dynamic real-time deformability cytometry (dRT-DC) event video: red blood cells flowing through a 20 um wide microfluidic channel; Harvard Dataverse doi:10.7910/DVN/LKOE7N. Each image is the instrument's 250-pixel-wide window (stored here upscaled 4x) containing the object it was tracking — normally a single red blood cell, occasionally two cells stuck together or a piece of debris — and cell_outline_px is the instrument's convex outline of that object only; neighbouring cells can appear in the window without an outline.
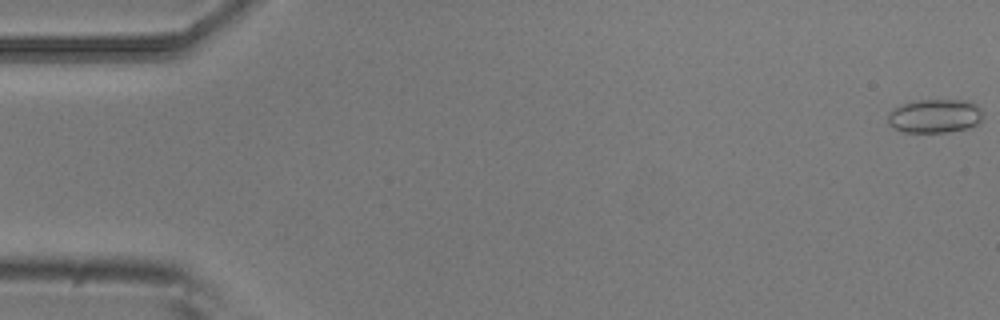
{"species": "common noctule bat (a hibernating species)", "species_latin": "Nyctalus noctula", "temperature_condition": "room temperature", "stored_images_in_passage": 6, "camera_frame_rate_fps": 3000, "um_per_image_px": 0.085, "animal": {"sex": "male", "body_mass_g": 20.5, "forearm_length_mm": 52.5}, "frame": {"image": 1, "passage_image": 1, "time_ms": 0.0, "image_size_px": [1000, 320], "cell_outline_px": [[984, 116], [980, 124], [968, 128], [948, 132], [900, 132], [892, 128], [888, 124], [888, 112], [904, 104], [916, 100], [964, 100], [976, 104], [980, 108]], "centroid_in_image_um": [79.48, 9.87], "position_along_channel_um": 5.5, "area_um2": 18.96}}
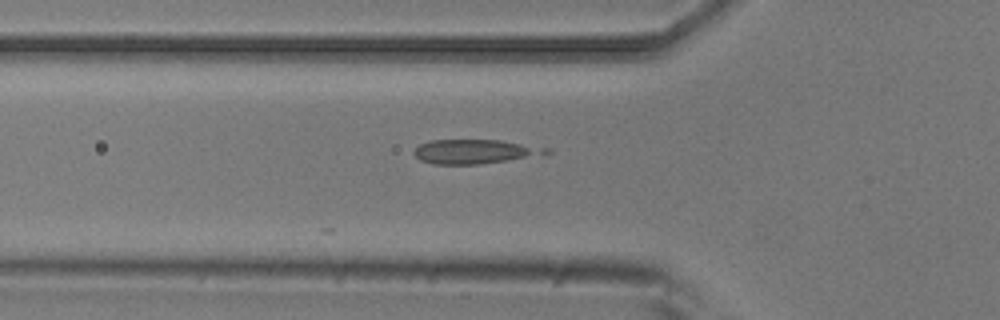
{"frame": {"image": 2, "passage_image": 6, "time_ms": 1.667, "image_size_px": [1000, 320], "cell_outline_px": [[552, 152], [548, 156], [480, 164], [432, 164], [420, 160], [412, 152], [420, 144], [428, 140], [500, 140], [552, 148]], "centroid_in_image_um": [40.51, 12.89], "position_along_channel_um": 85.3, "area_um2": 19.31}}